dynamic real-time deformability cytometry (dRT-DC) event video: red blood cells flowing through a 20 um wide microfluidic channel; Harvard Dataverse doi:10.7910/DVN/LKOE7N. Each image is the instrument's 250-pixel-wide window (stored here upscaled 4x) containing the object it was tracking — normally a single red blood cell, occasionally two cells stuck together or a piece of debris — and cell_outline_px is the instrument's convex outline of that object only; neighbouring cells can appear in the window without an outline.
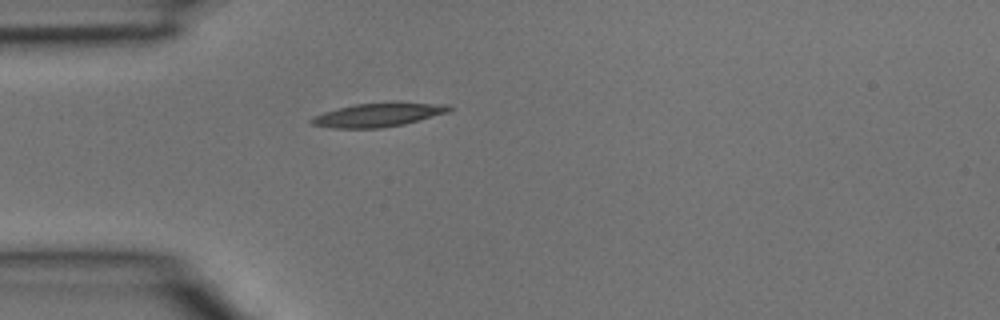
{"species": "common noctule bat (a hibernating species)", "species_latin": "Nyctalus noctula", "temperature_condition": "room temperature", "stored_images_in_passage": 1, "camera_frame_rate_fps": 3000, "um_per_image_px": 0.085, "animal": {"sex": "male", "body_mass_g": 15.6}, "frame": {"image": 1, "passage_image": 1, "time_ms": 0.0, "image_size_px": [1000, 320], "cell_outline_px": [[456, 108], [448, 112], [404, 124], [380, 128], [332, 128], [312, 124], [308, 120], [324, 112], [356, 104], [396, 100], [448, 104]], "centroid_in_image_um": [32.26, 9.72], "position_along_channel_um": 52.7, "area_um2": 19.54}}